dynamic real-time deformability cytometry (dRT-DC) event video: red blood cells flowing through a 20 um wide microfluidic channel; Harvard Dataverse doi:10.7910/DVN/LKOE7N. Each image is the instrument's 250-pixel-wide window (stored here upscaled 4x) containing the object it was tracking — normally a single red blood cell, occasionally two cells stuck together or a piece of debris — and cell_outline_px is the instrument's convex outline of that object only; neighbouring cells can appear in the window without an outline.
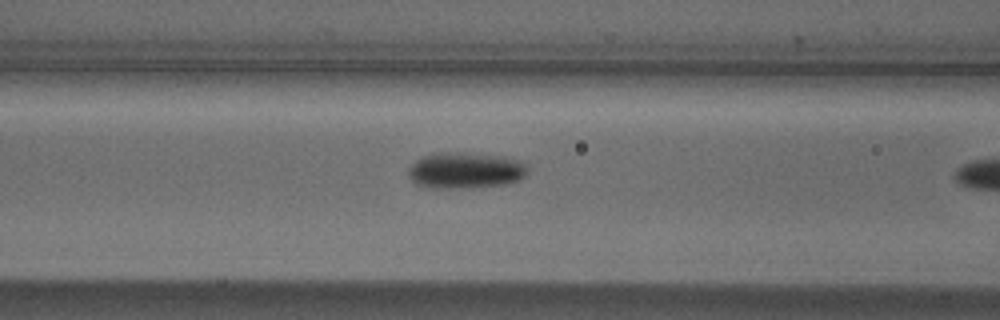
{"species": "Egyptian fruit bat (a non-hibernating species)", "species_latin": "Rousettus aegyptiacus", "temperature_condition": "cold", "stored_images_in_passage": 11, "camera_frame_rate_fps": 3000, "um_per_image_px": 0.085, "animal": {"sex": "male"}, "frame": {"image": 1, "passage_image": 10, "time_ms": 3.0, "image_size_px": [1000, 320], "cell_outline_px": [[528, 172], [524, 176], [516, 180], [504, 184], [468, 188], [428, 188], [416, 184], [408, 176], [408, 168], [416, 160], [424, 156], [440, 152], [460, 152], [504, 156], [516, 160], [524, 164]], "centroid_in_image_um": [39.5, 14.48], "position_along_channel_um": 127.1, "area_um2": 25.09}}